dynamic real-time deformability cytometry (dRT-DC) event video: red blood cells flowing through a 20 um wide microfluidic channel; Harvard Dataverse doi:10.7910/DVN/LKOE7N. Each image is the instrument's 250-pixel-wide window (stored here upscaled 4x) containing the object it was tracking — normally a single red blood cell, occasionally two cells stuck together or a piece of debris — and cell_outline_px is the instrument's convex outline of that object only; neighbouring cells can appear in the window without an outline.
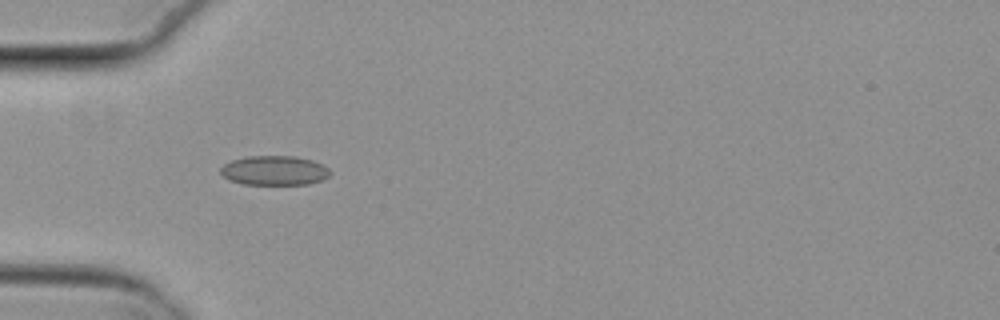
{"species": "common noctule bat (a hibernating species)", "species_latin": "Nyctalus noctula", "temperature_condition": "cold", "stored_images_in_passage": 38, "camera_frame_rate_fps": 3000, "um_per_image_px": 0.085, "animal": {"sex": "female", "body_mass_g": 29.2, "forearm_length_mm": 56.3}, "frame": {"image": 1, "passage_image": 1, "time_ms": 0.0, "image_size_px": [1000, 320], "cell_outline_px": [[332, 172], [328, 176], [320, 180], [308, 184], [244, 184], [228, 180], [220, 172], [220, 168], [224, 164], [232, 160], [248, 156], [296, 156], [312, 160], [324, 164]], "centroid_in_image_um": [23.33, 14.48], "position_along_channel_um": 61.7, "area_um2": 18.84}}
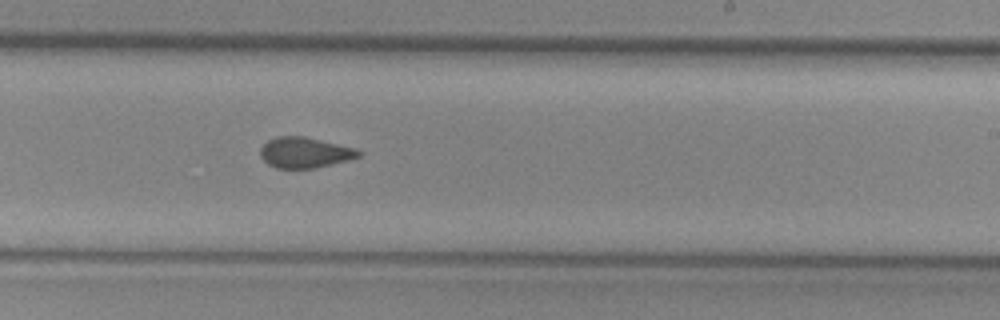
{"frame": {"image": 2, "passage_image": 17, "time_ms": 5.333, "image_size_px": [1000, 320], "cell_outline_px": [[364, 152], [360, 156], [348, 160], [316, 168], [276, 168], [268, 164], [260, 156], [260, 148], [268, 140], [276, 136], [304, 136], [356, 148]], "centroid_in_image_um": [25.92, 12.96], "position_along_channel_um": 263.1, "area_um2": 17.63}}
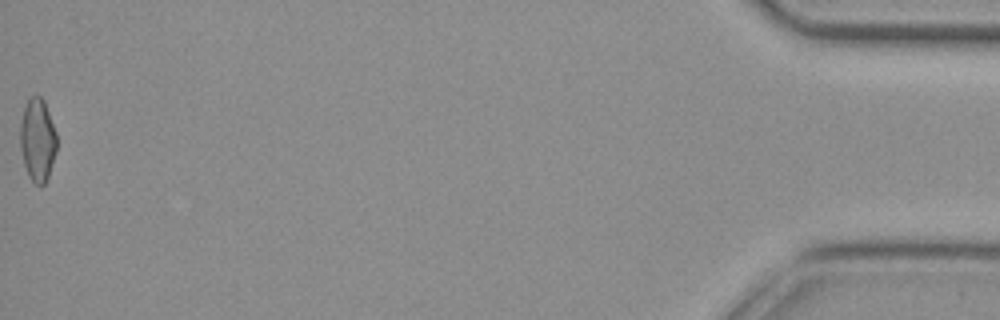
{"frame": {"image": 3, "passage_image": 38, "time_ms": 12.333, "image_size_px": [1000, 320], "cell_outline_px": [[56, 152], [48, 176], [44, 184], [40, 188], [28, 176], [24, 164], [20, 148], [20, 124], [24, 108], [28, 96], [40, 96], [44, 100], [56, 132]], "centroid_in_image_um": [3.18, 11.89], "position_along_channel_um": 432.0, "area_um2": 17.74}, "authors_computed_cell_mechanics": {"area_um2": 17.8024, "velocity_mm_per_s": 3.8407, "shape_relaxation_time_tau1_ms": null, "shape_relaxation_time_tau2_ms": 2.663, "deformation_change_tau1": null, "deformation_change_tau2": 0.0621}}